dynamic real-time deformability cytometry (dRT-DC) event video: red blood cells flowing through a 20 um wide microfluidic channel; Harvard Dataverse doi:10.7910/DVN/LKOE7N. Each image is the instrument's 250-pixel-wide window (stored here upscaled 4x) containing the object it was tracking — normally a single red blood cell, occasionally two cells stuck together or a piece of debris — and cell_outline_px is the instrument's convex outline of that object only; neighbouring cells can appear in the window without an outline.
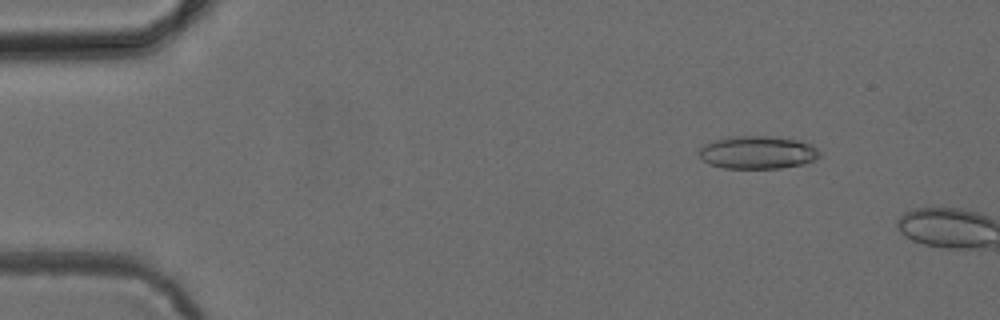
{"species": "common noctule bat (a hibernating species)", "species_latin": "Nyctalus noctula", "temperature_condition": "cold", "stored_images_in_passage": 3, "camera_frame_rate_fps": 3000, "um_per_image_px": 0.085, "animal": {"sex": "female", "body_mass_g": 24.6, "forearm_length_mm": 56.2}, "frame": {"image": 1, "passage_image": 2, "time_ms": 1.333, "image_size_px": [1000, 320], "cell_outline_px": [[820, 156], [816, 160], [804, 164], [780, 168], [724, 168], [708, 164], [700, 160], [700, 148], [704, 144], [716, 140], [732, 136], [772, 136], [800, 140], [812, 144], [820, 152]], "centroid_in_image_um": [64.42, 12.96], "position_along_channel_um": 20.6, "area_um2": 23.35}}